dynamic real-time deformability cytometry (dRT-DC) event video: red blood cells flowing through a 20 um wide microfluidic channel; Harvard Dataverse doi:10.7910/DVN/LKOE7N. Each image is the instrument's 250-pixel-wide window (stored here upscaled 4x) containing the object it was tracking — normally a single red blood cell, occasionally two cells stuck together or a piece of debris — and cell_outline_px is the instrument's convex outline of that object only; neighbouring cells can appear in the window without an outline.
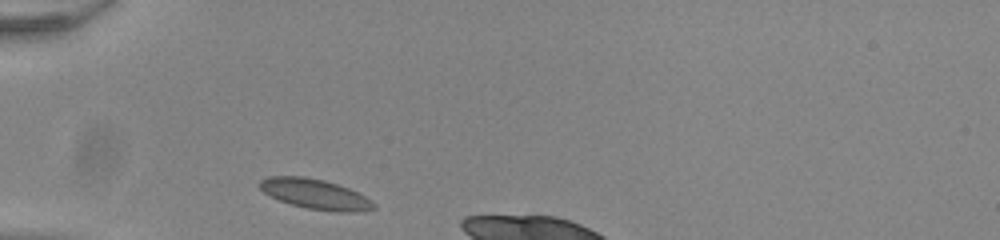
{"species": "common noctule bat (a hibernating species)", "species_latin": "Nyctalus noctula", "temperature_condition": "room temperature", "stored_images_in_passage": 6, "camera_frame_rate_fps": 3000, "um_per_image_px": 0.085, "animal": {"sex": "male", "body_mass_g": 20.0, "forearm_length_mm": 53.3}, "frame": {"image": 1, "passage_image": 1, "time_ms": 0.0, "image_size_px": [1000, 240], "cell_outline_px": [[376, 208], [364, 212], [336, 212], [308, 208], [292, 204], [280, 200], [264, 192], [256, 184], [260, 180], [268, 176], [304, 176], [324, 180], [348, 188], [372, 200], [376, 204]], "centroid_in_image_um": [26.81, 16.5], "position_along_channel_um": 58.2, "area_um2": 20.0}}